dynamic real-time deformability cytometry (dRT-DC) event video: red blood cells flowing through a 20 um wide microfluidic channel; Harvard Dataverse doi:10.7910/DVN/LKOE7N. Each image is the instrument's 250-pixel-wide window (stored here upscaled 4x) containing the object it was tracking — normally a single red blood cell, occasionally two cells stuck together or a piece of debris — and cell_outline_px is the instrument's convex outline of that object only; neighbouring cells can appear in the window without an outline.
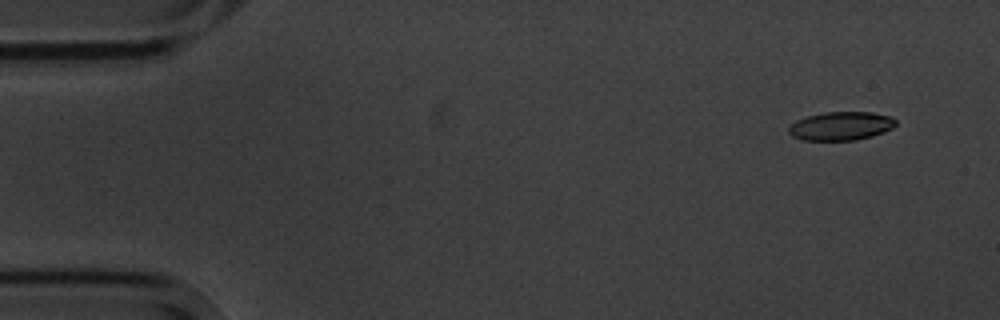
{"species": "common noctule bat (a hibernating species)", "species_latin": "Nyctalus noctula", "temperature_condition": "cold", "stored_images_in_passage": 5, "camera_frame_rate_fps": 3000, "um_per_image_px": 0.085, "animal": {"sex": "male", "body_mass_g": 20.1, "forearm_length_mm": 53.5}, "frame": {"image": 1, "passage_image": 1, "time_ms": 0.0, "image_size_px": [1000, 320], "cell_outline_px": [[896, 124], [892, 128], [884, 132], [872, 136], [856, 140], [804, 140], [792, 136], [788, 132], [788, 128], [796, 120], [808, 116], [824, 112], [872, 112], [892, 116], [896, 120]], "centroid_in_image_um": [71.5, 10.7], "position_along_channel_um": 13.5, "area_um2": 17.86}}
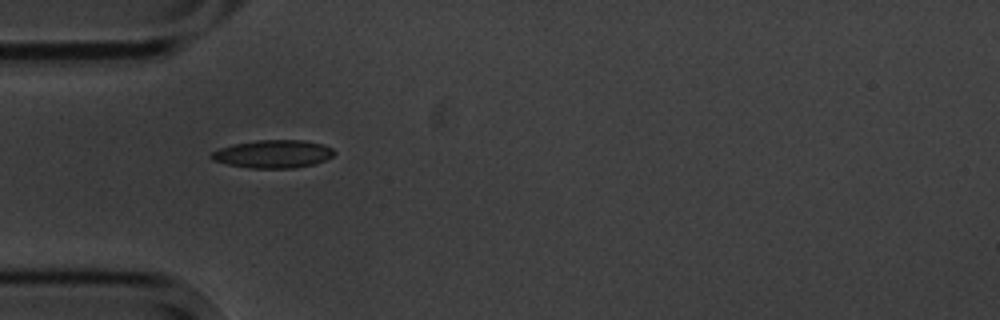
{"frame": {"image": 2, "passage_image": 4, "time_ms": 4.333, "image_size_px": [1000, 320], "cell_outline_px": [[336, 152], [332, 156], [324, 160], [312, 164], [292, 168], [252, 168], [228, 164], [212, 160], [208, 156], [212, 152], [220, 148], [232, 144], [256, 140], [304, 140], [324, 144], [332, 148]], "centroid_in_image_um": [23.2, 13.07], "position_along_channel_um": 61.8, "area_um2": 20.0}}
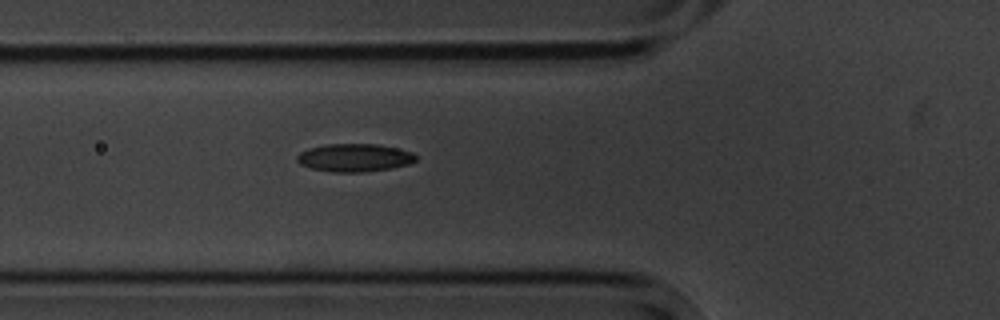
{"frame": {"image": 3, "passage_image": 5, "time_ms": 5.333, "image_size_px": [1000, 320], "cell_outline_px": [[416, 160], [408, 164], [392, 168], [364, 172], [332, 172], [312, 168], [300, 164], [296, 160], [296, 156], [300, 152], [308, 148], [324, 144], [376, 144], [396, 148], [412, 152], [416, 156]], "centroid_in_image_um": [30.1, 13.4], "position_along_channel_um": 95.7, "area_um2": 19.36}}